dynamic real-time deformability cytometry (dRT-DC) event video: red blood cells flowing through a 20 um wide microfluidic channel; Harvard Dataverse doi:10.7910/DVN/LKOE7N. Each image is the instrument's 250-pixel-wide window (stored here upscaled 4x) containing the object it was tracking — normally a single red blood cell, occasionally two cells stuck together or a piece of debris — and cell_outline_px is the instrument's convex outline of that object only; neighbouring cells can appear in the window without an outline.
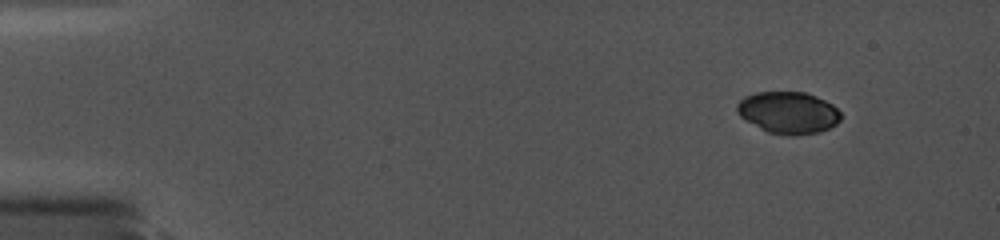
{"species": "common noctule bat (a hibernating species)", "species_latin": "Nyctalus noctula", "temperature_condition": "cold", "stored_images_in_passage": 11, "camera_frame_rate_fps": 5000, "um_per_image_px": 0.085, "animal": {"sex": "female", "body_mass_g": 19.0, "forearm_length_mm": 56.7}, "frame": {"image": 1, "passage_image": 3, "time_ms": 1.8, "image_size_px": [1000, 240], "cell_outline_px": [[840, 120], [836, 124], [820, 132], [768, 132], [760, 128], [740, 116], [736, 112], [736, 104], [744, 96], [756, 92], [804, 92], [816, 96], [832, 104], [840, 112]], "centroid_in_image_um": [66.98, 9.51], "position_along_channel_um": 18.0, "area_um2": 24.57}}
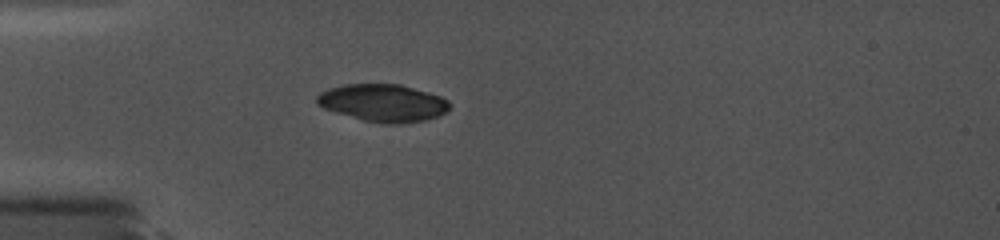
{"frame": {"image": 2, "passage_image": 7, "time_ms": 5.4, "image_size_px": [1000, 240], "cell_outline_px": [[452, 104], [444, 112], [436, 116], [424, 120], [400, 124], [384, 124], [364, 120], [336, 112], [324, 108], [316, 104], [316, 96], [320, 92], [328, 88], [344, 84], [400, 84], [428, 92], [440, 96], [448, 100]], "centroid_in_image_um": [32.54, 8.74], "position_along_channel_um": 52.5, "area_um2": 28.9}}
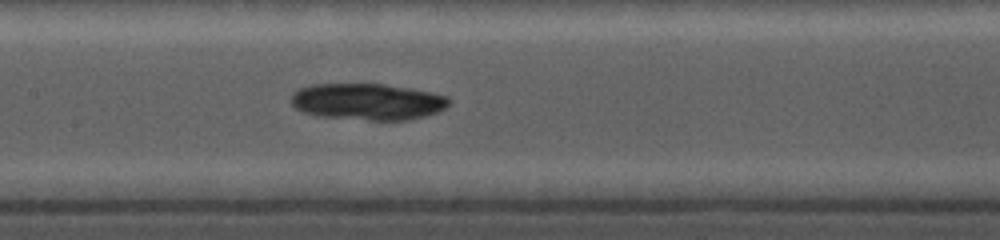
{"frame": {"image": 3, "passage_image": 11, "time_ms": 9.0, "image_size_px": [1000, 240], "cell_outline_px": [[452, 100], [444, 108], [436, 112], [424, 116], [408, 120], [368, 120], [320, 116], [304, 112], [296, 108], [292, 104], [292, 92], [300, 88], [312, 84], [384, 84], [412, 88], [448, 96]], "centroid_in_image_um": [31.26, 8.63], "position_along_channel_um": 176.1, "area_um2": 33.58}}